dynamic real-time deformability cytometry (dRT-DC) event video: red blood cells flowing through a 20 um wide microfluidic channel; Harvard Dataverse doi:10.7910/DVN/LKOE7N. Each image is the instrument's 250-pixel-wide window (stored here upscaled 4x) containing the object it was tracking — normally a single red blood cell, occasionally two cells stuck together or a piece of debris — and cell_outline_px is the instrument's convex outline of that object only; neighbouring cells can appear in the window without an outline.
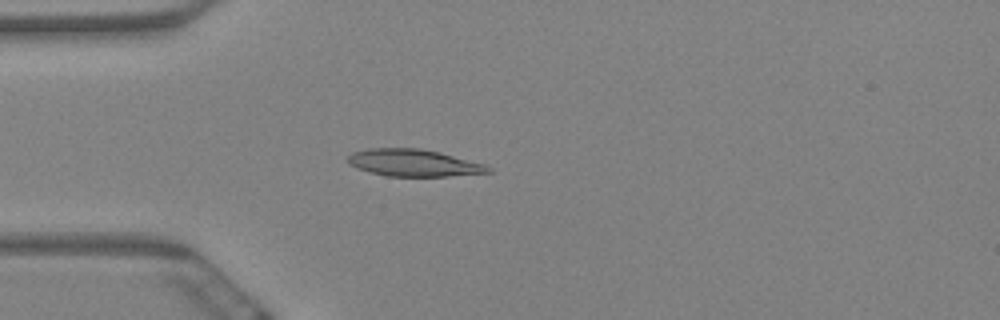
{"species": "Egyptian fruit bat (a non-hibernating species)", "species_latin": "Rousettus aegyptiacus", "temperature_condition": "warm", "stored_images_in_passage": 5, "camera_frame_rate_fps": 3000, "um_per_image_px": 0.085, "animal": {"sex": "female"}, "frame": {"image": 1, "passage_image": 5, "time_ms": 1.333, "image_size_px": [1000, 320], "cell_outline_px": [[492, 172], [448, 176], [388, 176], [356, 168], [348, 164], [348, 156], [352, 152], [368, 148], [420, 148], [440, 152], [484, 164], [492, 168]], "centroid_in_image_um": [35.15, 13.83], "position_along_channel_um": 49.9, "area_um2": 22.08}}